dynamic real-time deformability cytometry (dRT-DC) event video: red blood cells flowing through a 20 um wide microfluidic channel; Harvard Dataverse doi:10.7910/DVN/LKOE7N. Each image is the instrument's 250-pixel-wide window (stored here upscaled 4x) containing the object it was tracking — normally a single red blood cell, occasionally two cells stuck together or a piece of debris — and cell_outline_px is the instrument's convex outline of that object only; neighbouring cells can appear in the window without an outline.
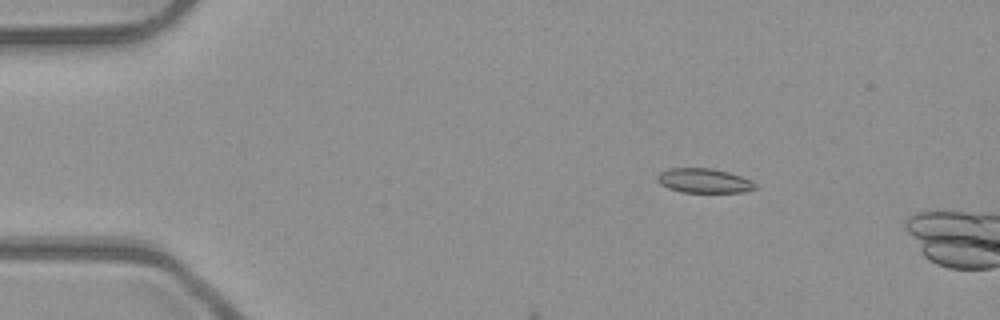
{"species": "common noctule bat (a hibernating species)", "species_latin": "Nyctalus noctula", "temperature_condition": "room temperature", "stored_images_in_passage": 10, "camera_frame_rate_fps": 3000, "um_per_image_px": 0.085, "animal": {"sex": "male", "body_mass_g": 23.1, "forearm_length_mm": 52.7}, "frame": {"image": 1, "passage_image": 1, "time_ms": 0.0, "image_size_px": [1000, 320], "cell_outline_px": [[756, 188], [744, 192], [680, 192], [668, 188], [660, 184], [656, 180], [656, 176], [660, 172], [668, 168], [712, 168], [728, 172], [752, 180], [756, 184]], "centroid_in_image_um": [59.81, 15.36], "position_along_channel_um": 25.2, "area_um2": 14.05}}
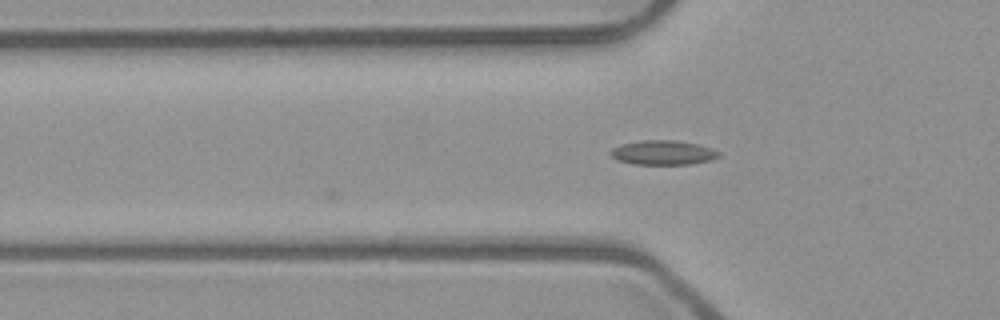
{"frame": {"image": 2, "passage_image": 10, "time_ms": 3.0, "image_size_px": [1000, 320], "cell_outline_px": [[720, 156], [712, 160], [692, 164], [632, 164], [616, 160], [612, 156], [612, 148], [620, 144], [640, 140], [676, 140], [696, 144], [720, 152]], "centroid_in_image_um": [56.34, 12.97], "position_along_channel_um": 69.5, "area_um2": 15.37}}